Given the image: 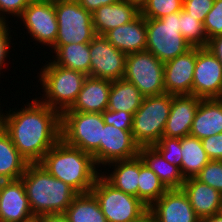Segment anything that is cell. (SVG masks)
I'll list each match as a JSON object with an SVG mask.
<instances>
[{
    "label": "cell",
    "instance_id": "obj_50",
    "mask_svg": "<svg viewBox=\"0 0 222 222\" xmlns=\"http://www.w3.org/2000/svg\"><path fill=\"white\" fill-rule=\"evenodd\" d=\"M2 182H3V180L0 178V187H1Z\"/></svg>",
    "mask_w": 222,
    "mask_h": 222
},
{
    "label": "cell",
    "instance_id": "obj_30",
    "mask_svg": "<svg viewBox=\"0 0 222 222\" xmlns=\"http://www.w3.org/2000/svg\"><path fill=\"white\" fill-rule=\"evenodd\" d=\"M64 215L69 222H107L92 192L77 194Z\"/></svg>",
    "mask_w": 222,
    "mask_h": 222
},
{
    "label": "cell",
    "instance_id": "obj_24",
    "mask_svg": "<svg viewBox=\"0 0 222 222\" xmlns=\"http://www.w3.org/2000/svg\"><path fill=\"white\" fill-rule=\"evenodd\" d=\"M106 166L114 170L110 173L103 171L101 176L114 188L138 198L139 155L131 159L116 160Z\"/></svg>",
    "mask_w": 222,
    "mask_h": 222
},
{
    "label": "cell",
    "instance_id": "obj_41",
    "mask_svg": "<svg viewBox=\"0 0 222 222\" xmlns=\"http://www.w3.org/2000/svg\"><path fill=\"white\" fill-rule=\"evenodd\" d=\"M9 22H0V70L4 69L6 58L9 57L10 43L12 36L10 35ZM4 64V65H3ZM1 72V71H0Z\"/></svg>",
    "mask_w": 222,
    "mask_h": 222
},
{
    "label": "cell",
    "instance_id": "obj_7",
    "mask_svg": "<svg viewBox=\"0 0 222 222\" xmlns=\"http://www.w3.org/2000/svg\"><path fill=\"white\" fill-rule=\"evenodd\" d=\"M146 51L165 63L191 48L180 33V12L160 19L146 18Z\"/></svg>",
    "mask_w": 222,
    "mask_h": 222
},
{
    "label": "cell",
    "instance_id": "obj_48",
    "mask_svg": "<svg viewBox=\"0 0 222 222\" xmlns=\"http://www.w3.org/2000/svg\"><path fill=\"white\" fill-rule=\"evenodd\" d=\"M24 222H39V216H34L33 218H31L27 221H24Z\"/></svg>",
    "mask_w": 222,
    "mask_h": 222
},
{
    "label": "cell",
    "instance_id": "obj_18",
    "mask_svg": "<svg viewBox=\"0 0 222 222\" xmlns=\"http://www.w3.org/2000/svg\"><path fill=\"white\" fill-rule=\"evenodd\" d=\"M201 99L194 95H172V105L163 137L188 136Z\"/></svg>",
    "mask_w": 222,
    "mask_h": 222
},
{
    "label": "cell",
    "instance_id": "obj_23",
    "mask_svg": "<svg viewBox=\"0 0 222 222\" xmlns=\"http://www.w3.org/2000/svg\"><path fill=\"white\" fill-rule=\"evenodd\" d=\"M222 133V98L201 99L190 134L203 138Z\"/></svg>",
    "mask_w": 222,
    "mask_h": 222
},
{
    "label": "cell",
    "instance_id": "obj_9",
    "mask_svg": "<svg viewBox=\"0 0 222 222\" xmlns=\"http://www.w3.org/2000/svg\"><path fill=\"white\" fill-rule=\"evenodd\" d=\"M107 222H136L148 207L137 197L126 194L109 184L101 174L91 189Z\"/></svg>",
    "mask_w": 222,
    "mask_h": 222
},
{
    "label": "cell",
    "instance_id": "obj_2",
    "mask_svg": "<svg viewBox=\"0 0 222 222\" xmlns=\"http://www.w3.org/2000/svg\"><path fill=\"white\" fill-rule=\"evenodd\" d=\"M40 164L78 194L91 192L96 178L102 172L97 169L91 154L66 144L62 139L49 149Z\"/></svg>",
    "mask_w": 222,
    "mask_h": 222
},
{
    "label": "cell",
    "instance_id": "obj_4",
    "mask_svg": "<svg viewBox=\"0 0 222 222\" xmlns=\"http://www.w3.org/2000/svg\"><path fill=\"white\" fill-rule=\"evenodd\" d=\"M40 70L39 80H41L40 85H42L44 94L39 101L60 114L70 109L76 101L87 75L55 65L52 61L44 64Z\"/></svg>",
    "mask_w": 222,
    "mask_h": 222
},
{
    "label": "cell",
    "instance_id": "obj_6",
    "mask_svg": "<svg viewBox=\"0 0 222 222\" xmlns=\"http://www.w3.org/2000/svg\"><path fill=\"white\" fill-rule=\"evenodd\" d=\"M172 94L144 97L133 114L132 135L140 146H153L162 137L170 114Z\"/></svg>",
    "mask_w": 222,
    "mask_h": 222
},
{
    "label": "cell",
    "instance_id": "obj_10",
    "mask_svg": "<svg viewBox=\"0 0 222 222\" xmlns=\"http://www.w3.org/2000/svg\"><path fill=\"white\" fill-rule=\"evenodd\" d=\"M123 79L134 84L144 97L165 93L164 63L148 51L126 55Z\"/></svg>",
    "mask_w": 222,
    "mask_h": 222
},
{
    "label": "cell",
    "instance_id": "obj_12",
    "mask_svg": "<svg viewBox=\"0 0 222 222\" xmlns=\"http://www.w3.org/2000/svg\"><path fill=\"white\" fill-rule=\"evenodd\" d=\"M91 77L116 81L123 79L126 54L115 48L104 35L90 42Z\"/></svg>",
    "mask_w": 222,
    "mask_h": 222
},
{
    "label": "cell",
    "instance_id": "obj_22",
    "mask_svg": "<svg viewBox=\"0 0 222 222\" xmlns=\"http://www.w3.org/2000/svg\"><path fill=\"white\" fill-rule=\"evenodd\" d=\"M139 13L140 10L134 4L123 0L103 5L92 13L95 33L105 35L108 31L132 21Z\"/></svg>",
    "mask_w": 222,
    "mask_h": 222
},
{
    "label": "cell",
    "instance_id": "obj_26",
    "mask_svg": "<svg viewBox=\"0 0 222 222\" xmlns=\"http://www.w3.org/2000/svg\"><path fill=\"white\" fill-rule=\"evenodd\" d=\"M28 164L0 125V178L3 181L21 179Z\"/></svg>",
    "mask_w": 222,
    "mask_h": 222
},
{
    "label": "cell",
    "instance_id": "obj_43",
    "mask_svg": "<svg viewBox=\"0 0 222 222\" xmlns=\"http://www.w3.org/2000/svg\"><path fill=\"white\" fill-rule=\"evenodd\" d=\"M206 49L209 50L222 65V35L209 39Z\"/></svg>",
    "mask_w": 222,
    "mask_h": 222
},
{
    "label": "cell",
    "instance_id": "obj_21",
    "mask_svg": "<svg viewBox=\"0 0 222 222\" xmlns=\"http://www.w3.org/2000/svg\"><path fill=\"white\" fill-rule=\"evenodd\" d=\"M182 189L200 220L219 213L222 194L216 189L196 177L185 179Z\"/></svg>",
    "mask_w": 222,
    "mask_h": 222
},
{
    "label": "cell",
    "instance_id": "obj_49",
    "mask_svg": "<svg viewBox=\"0 0 222 222\" xmlns=\"http://www.w3.org/2000/svg\"><path fill=\"white\" fill-rule=\"evenodd\" d=\"M219 213L222 215V200H221V207Z\"/></svg>",
    "mask_w": 222,
    "mask_h": 222
},
{
    "label": "cell",
    "instance_id": "obj_38",
    "mask_svg": "<svg viewBox=\"0 0 222 222\" xmlns=\"http://www.w3.org/2000/svg\"><path fill=\"white\" fill-rule=\"evenodd\" d=\"M214 0H183V9L195 19L204 22Z\"/></svg>",
    "mask_w": 222,
    "mask_h": 222
},
{
    "label": "cell",
    "instance_id": "obj_13",
    "mask_svg": "<svg viewBox=\"0 0 222 222\" xmlns=\"http://www.w3.org/2000/svg\"><path fill=\"white\" fill-rule=\"evenodd\" d=\"M193 95L202 99L222 98V65L206 47H197Z\"/></svg>",
    "mask_w": 222,
    "mask_h": 222
},
{
    "label": "cell",
    "instance_id": "obj_28",
    "mask_svg": "<svg viewBox=\"0 0 222 222\" xmlns=\"http://www.w3.org/2000/svg\"><path fill=\"white\" fill-rule=\"evenodd\" d=\"M181 154L182 160L179 169L184 179L196 177L210 161L202 141L191 135L181 138Z\"/></svg>",
    "mask_w": 222,
    "mask_h": 222
},
{
    "label": "cell",
    "instance_id": "obj_34",
    "mask_svg": "<svg viewBox=\"0 0 222 222\" xmlns=\"http://www.w3.org/2000/svg\"><path fill=\"white\" fill-rule=\"evenodd\" d=\"M153 147L169 163L181 167V138L162 137Z\"/></svg>",
    "mask_w": 222,
    "mask_h": 222
},
{
    "label": "cell",
    "instance_id": "obj_27",
    "mask_svg": "<svg viewBox=\"0 0 222 222\" xmlns=\"http://www.w3.org/2000/svg\"><path fill=\"white\" fill-rule=\"evenodd\" d=\"M55 54L54 60H49L55 65L80 71L91 77L90 43L63 45L55 51Z\"/></svg>",
    "mask_w": 222,
    "mask_h": 222
},
{
    "label": "cell",
    "instance_id": "obj_5",
    "mask_svg": "<svg viewBox=\"0 0 222 222\" xmlns=\"http://www.w3.org/2000/svg\"><path fill=\"white\" fill-rule=\"evenodd\" d=\"M105 122L101 113L63 112L61 114V139L68 145L92 155L100 167V143Z\"/></svg>",
    "mask_w": 222,
    "mask_h": 222
},
{
    "label": "cell",
    "instance_id": "obj_17",
    "mask_svg": "<svg viewBox=\"0 0 222 222\" xmlns=\"http://www.w3.org/2000/svg\"><path fill=\"white\" fill-rule=\"evenodd\" d=\"M139 149L132 132L105 123L100 143V167L116 160L134 158L139 155Z\"/></svg>",
    "mask_w": 222,
    "mask_h": 222
},
{
    "label": "cell",
    "instance_id": "obj_44",
    "mask_svg": "<svg viewBox=\"0 0 222 222\" xmlns=\"http://www.w3.org/2000/svg\"><path fill=\"white\" fill-rule=\"evenodd\" d=\"M39 222H69L64 213L39 215Z\"/></svg>",
    "mask_w": 222,
    "mask_h": 222
},
{
    "label": "cell",
    "instance_id": "obj_35",
    "mask_svg": "<svg viewBox=\"0 0 222 222\" xmlns=\"http://www.w3.org/2000/svg\"><path fill=\"white\" fill-rule=\"evenodd\" d=\"M196 178L222 194V160H210Z\"/></svg>",
    "mask_w": 222,
    "mask_h": 222
},
{
    "label": "cell",
    "instance_id": "obj_19",
    "mask_svg": "<svg viewBox=\"0 0 222 222\" xmlns=\"http://www.w3.org/2000/svg\"><path fill=\"white\" fill-rule=\"evenodd\" d=\"M104 36L126 55L146 51V18L139 13L132 21L108 31Z\"/></svg>",
    "mask_w": 222,
    "mask_h": 222
},
{
    "label": "cell",
    "instance_id": "obj_16",
    "mask_svg": "<svg viewBox=\"0 0 222 222\" xmlns=\"http://www.w3.org/2000/svg\"><path fill=\"white\" fill-rule=\"evenodd\" d=\"M33 217L22 179L3 181L0 187V221L24 222Z\"/></svg>",
    "mask_w": 222,
    "mask_h": 222
},
{
    "label": "cell",
    "instance_id": "obj_29",
    "mask_svg": "<svg viewBox=\"0 0 222 222\" xmlns=\"http://www.w3.org/2000/svg\"><path fill=\"white\" fill-rule=\"evenodd\" d=\"M144 96L125 79L112 81L107 109L129 112L132 115L140 108Z\"/></svg>",
    "mask_w": 222,
    "mask_h": 222
},
{
    "label": "cell",
    "instance_id": "obj_36",
    "mask_svg": "<svg viewBox=\"0 0 222 222\" xmlns=\"http://www.w3.org/2000/svg\"><path fill=\"white\" fill-rule=\"evenodd\" d=\"M203 26L208 40L222 35V0H214L213 7L205 17Z\"/></svg>",
    "mask_w": 222,
    "mask_h": 222
},
{
    "label": "cell",
    "instance_id": "obj_3",
    "mask_svg": "<svg viewBox=\"0 0 222 222\" xmlns=\"http://www.w3.org/2000/svg\"><path fill=\"white\" fill-rule=\"evenodd\" d=\"M21 179L34 216L64 213L78 194L40 163L28 164Z\"/></svg>",
    "mask_w": 222,
    "mask_h": 222
},
{
    "label": "cell",
    "instance_id": "obj_11",
    "mask_svg": "<svg viewBox=\"0 0 222 222\" xmlns=\"http://www.w3.org/2000/svg\"><path fill=\"white\" fill-rule=\"evenodd\" d=\"M33 41L52 47L58 32L55 0H31L19 17Z\"/></svg>",
    "mask_w": 222,
    "mask_h": 222
},
{
    "label": "cell",
    "instance_id": "obj_40",
    "mask_svg": "<svg viewBox=\"0 0 222 222\" xmlns=\"http://www.w3.org/2000/svg\"><path fill=\"white\" fill-rule=\"evenodd\" d=\"M201 141L210 160H222V133L203 138Z\"/></svg>",
    "mask_w": 222,
    "mask_h": 222
},
{
    "label": "cell",
    "instance_id": "obj_33",
    "mask_svg": "<svg viewBox=\"0 0 222 222\" xmlns=\"http://www.w3.org/2000/svg\"><path fill=\"white\" fill-rule=\"evenodd\" d=\"M183 9V0H146L140 9V14L145 18L160 19Z\"/></svg>",
    "mask_w": 222,
    "mask_h": 222
},
{
    "label": "cell",
    "instance_id": "obj_15",
    "mask_svg": "<svg viewBox=\"0 0 222 222\" xmlns=\"http://www.w3.org/2000/svg\"><path fill=\"white\" fill-rule=\"evenodd\" d=\"M148 211L157 222H201L183 189H168Z\"/></svg>",
    "mask_w": 222,
    "mask_h": 222
},
{
    "label": "cell",
    "instance_id": "obj_39",
    "mask_svg": "<svg viewBox=\"0 0 222 222\" xmlns=\"http://www.w3.org/2000/svg\"><path fill=\"white\" fill-rule=\"evenodd\" d=\"M31 0H0V22H8L7 15L20 17ZM7 14V15H5Z\"/></svg>",
    "mask_w": 222,
    "mask_h": 222
},
{
    "label": "cell",
    "instance_id": "obj_42",
    "mask_svg": "<svg viewBox=\"0 0 222 222\" xmlns=\"http://www.w3.org/2000/svg\"><path fill=\"white\" fill-rule=\"evenodd\" d=\"M85 10L91 14L103 5H111L120 0H76Z\"/></svg>",
    "mask_w": 222,
    "mask_h": 222
},
{
    "label": "cell",
    "instance_id": "obj_47",
    "mask_svg": "<svg viewBox=\"0 0 222 222\" xmlns=\"http://www.w3.org/2000/svg\"><path fill=\"white\" fill-rule=\"evenodd\" d=\"M123 1L134 4L139 10L146 3V0H123Z\"/></svg>",
    "mask_w": 222,
    "mask_h": 222
},
{
    "label": "cell",
    "instance_id": "obj_1",
    "mask_svg": "<svg viewBox=\"0 0 222 222\" xmlns=\"http://www.w3.org/2000/svg\"><path fill=\"white\" fill-rule=\"evenodd\" d=\"M27 103L25 108L9 109L6 115L0 111V125L20 155L35 164L61 139V114L37 98Z\"/></svg>",
    "mask_w": 222,
    "mask_h": 222
},
{
    "label": "cell",
    "instance_id": "obj_8",
    "mask_svg": "<svg viewBox=\"0 0 222 222\" xmlns=\"http://www.w3.org/2000/svg\"><path fill=\"white\" fill-rule=\"evenodd\" d=\"M58 32L54 52L63 45L90 43L96 35L92 14L76 0H55Z\"/></svg>",
    "mask_w": 222,
    "mask_h": 222
},
{
    "label": "cell",
    "instance_id": "obj_32",
    "mask_svg": "<svg viewBox=\"0 0 222 222\" xmlns=\"http://www.w3.org/2000/svg\"><path fill=\"white\" fill-rule=\"evenodd\" d=\"M180 33L191 47H206V36L203 22L195 19L184 9L180 11Z\"/></svg>",
    "mask_w": 222,
    "mask_h": 222
},
{
    "label": "cell",
    "instance_id": "obj_20",
    "mask_svg": "<svg viewBox=\"0 0 222 222\" xmlns=\"http://www.w3.org/2000/svg\"><path fill=\"white\" fill-rule=\"evenodd\" d=\"M112 81L87 76L72 107L64 112L102 113L108 107Z\"/></svg>",
    "mask_w": 222,
    "mask_h": 222
},
{
    "label": "cell",
    "instance_id": "obj_46",
    "mask_svg": "<svg viewBox=\"0 0 222 222\" xmlns=\"http://www.w3.org/2000/svg\"><path fill=\"white\" fill-rule=\"evenodd\" d=\"M136 222H157V220L147 211L138 221Z\"/></svg>",
    "mask_w": 222,
    "mask_h": 222
},
{
    "label": "cell",
    "instance_id": "obj_25",
    "mask_svg": "<svg viewBox=\"0 0 222 222\" xmlns=\"http://www.w3.org/2000/svg\"><path fill=\"white\" fill-rule=\"evenodd\" d=\"M139 156L167 189H182L185 179L179 167L164 159L153 146L140 147Z\"/></svg>",
    "mask_w": 222,
    "mask_h": 222
},
{
    "label": "cell",
    "instance_id": "obj_37",
    "mask_svg": "<svg viewBox=\"0 0 222 222\" xmlns=\"http://www.w3.org/2000/svg\"><path fill=\"white\" fill-rule=\"evenodd\" d=\"M101 115L106 124L113 125L121 130L132 131L133 115L131 113L123 111H110L106 109L101 113Z\"/></svg>",
    "mask_w": 222,
    "mask_h": 222
},
{
    "label": "cell",
    "instance_id": "obj_45",
    "mask_svg": "<svg viewBox=\"0 0 222 222\" xmlns=\"http://www.w3.org/2000/svg\"><path fill=\"white\" fill-rule=\"evenodd\" d=\"M201 222H222V215L220 213L214 214L210 217L202 219Z\"/></svg>",
    "mask_w": 222,
    "mask_h": 222
},
{
    "label": "cell",
    "instance_id": "obj_14",
    "mask_svg": "<svg viewBox=\"0 0 222 222\" xmlns=\"http://www.w3.org/2000/svg\"><path fill=\"white\" fill-rule=\"evenodd\" d=\"M197 47H191L184 54L164 63L165 93L172 95H193V75Z\"/></svg>",
    "mask_w": 222,
    "mask_h": 222
},
{
    "label": "cell",
    "instance_id": "obj_31",
    "mask_svg": "<svg viewBox=\"0 0 222 222\" xmlns=\"http://www.w3.org/2000/svg\"><path fill=\"white\" fill-rule=\"evenodd\" d=\"M168 189L139 156L138 198L149 208Z\"/></svg>",
    "mask_w": 222,
    "mask_h": 222
}]
</instances>
